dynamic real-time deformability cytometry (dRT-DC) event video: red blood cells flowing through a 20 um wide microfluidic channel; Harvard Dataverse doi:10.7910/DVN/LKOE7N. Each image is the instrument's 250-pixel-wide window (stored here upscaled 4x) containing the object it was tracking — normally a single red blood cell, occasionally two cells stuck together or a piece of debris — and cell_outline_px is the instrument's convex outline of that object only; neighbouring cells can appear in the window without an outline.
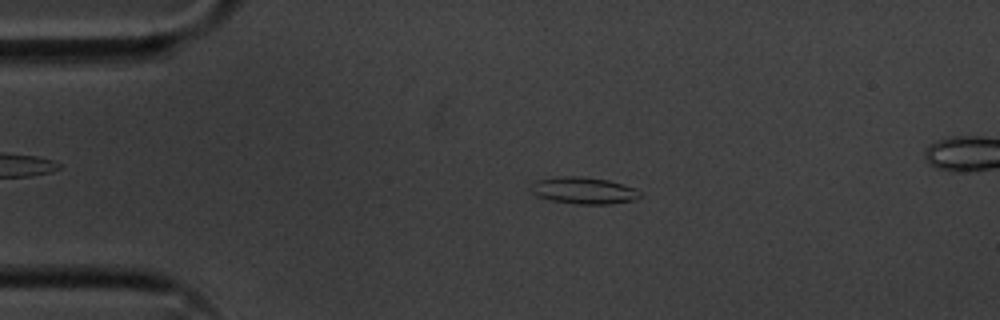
{"species": "common noctule bat (a hibernating species)", "species_latin": "Nyctalus noctula", "temperature_condition": "cold", "stored_images_in_passage": 55, "camera_frame_rate_fps": 3000, "um_per_image_px": 0.085, "animal": {"sex": "male", "body_mass_g": 20.1, "forearm_length_mm": 53.5}, "frame": {"image": 1, "passage_image": 11, "time_ms": 3.333, "image_size_px": [1000, 320], "cell_outline_px": [[640, 196], [636, 200], [608, 204], [576, 204], [552, 200], [536, 196], [532, 192], [532, 184], [536, 180], [556, 176], [580, 176], [608, 180], [632, 188], [640, 192]], "centroid_in_image_um": [49.58, 16.19], "position_along_channel_um": 35.4, "area_um2": 16.88}}
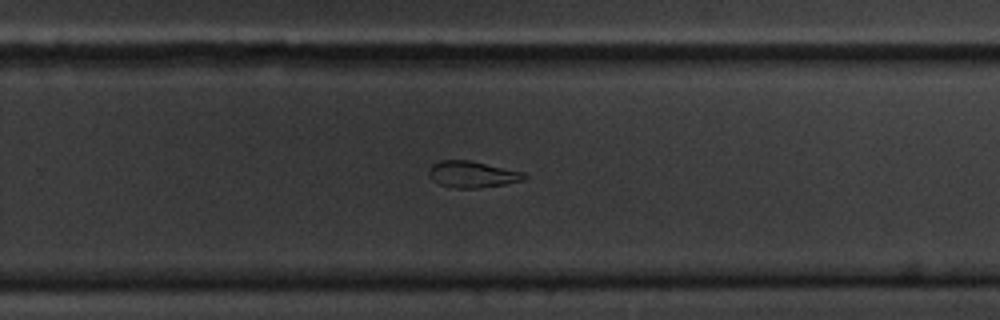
{"frame": {"image": 2, "passage_image": 35, "time_ms": 11.333, "image_size_px": [1000, 320], "cell_outline_px": [[528, 176], [524, 180], [504, 184], [480, 188], [452, 188], [440, 184], [432, 180], [428, 176], [428, 172], [432, 164], [440, 160], [468, 160], [524, 172]], "centroid_in_image_um": [40.13, 14.82], "position_along_channel_um": 289.7, "area_um2": 14.74}}
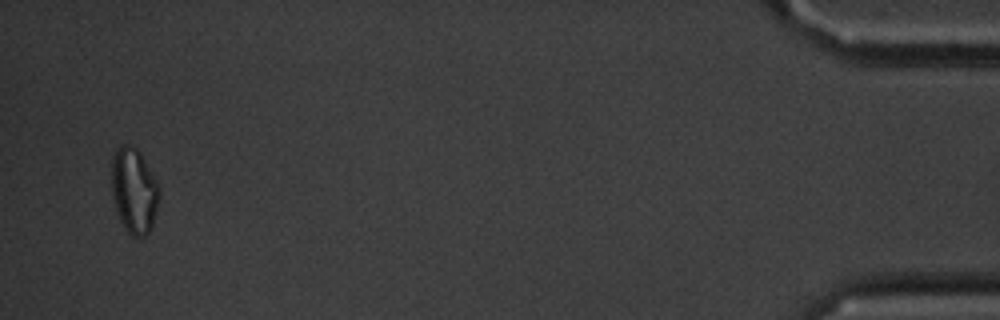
{"frame": {"image": 3, "passage_image": 53, "time_ms": 17.333, "image_size_px": [1000, 320], "cell_outline_px": [[160, 200], [152, 228], [144, 236], [132, 236], [128, 232], [120, 220], [116, 212], [112, 196], [112, 156], [120, 144], [128, 144], [136, 148], [140, 152], [156, 180], [160, 188]], "centroid_in_image_um": [11.4, 16.21], "position_along_channel_um": 423.8, "area_um2": 23.93}}